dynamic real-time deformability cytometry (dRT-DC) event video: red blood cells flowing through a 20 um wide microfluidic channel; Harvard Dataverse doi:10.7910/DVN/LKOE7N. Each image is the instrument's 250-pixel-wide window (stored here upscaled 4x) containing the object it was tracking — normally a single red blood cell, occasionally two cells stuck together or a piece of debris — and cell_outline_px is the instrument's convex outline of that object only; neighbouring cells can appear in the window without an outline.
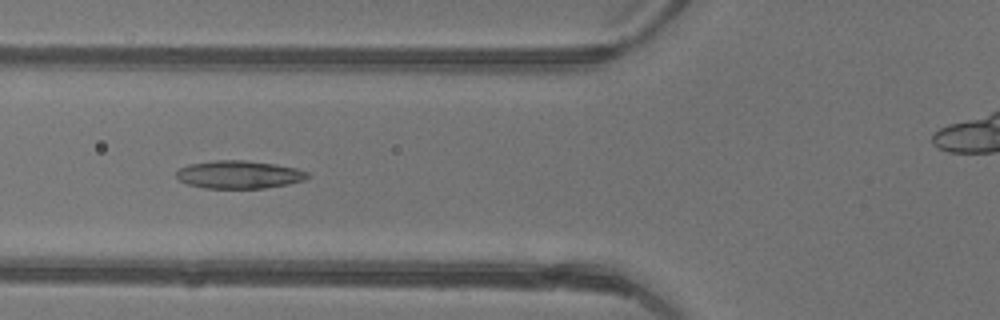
{"species": "common noctule bat (a hibernating species)", "species_latin": "Nyctalus noctula", "temperature_condition": "warm", "stored_images_in_passage": 47, "camera_frame_rate_fps": 3000, "um_per_image_px": 0.085, "animal": {"sex": "female"}, "frame": {"image": 1, "passage_image": 18, "time_ms": 5.667, "image_size_px": [1000, 320], "cell_outline_px": [[308, 176], [304, 180], [288, 184], [264, 188], [204, 188], [188, 184], [180, 180], [176, 176], [176, 172], [180, 168], [188, 164], [216, 160], [244, 160], [276, 164], [296, 168], [308, 172]], "centroid_in_image_um": [20.31, 14.83], "position_along_channel_um": 105.5, "area_um2": 21.27}}
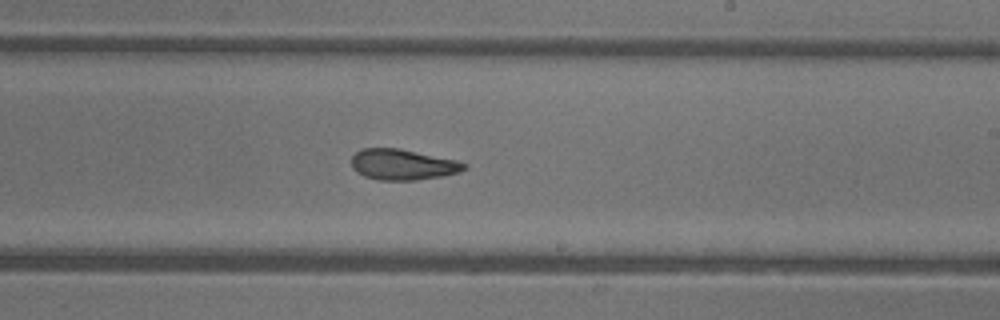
{"frame": {"image": 2, "passage_image": 28, "time_ms": 9.0, "image_size_px": [1000, 320], "cell_outline_px": [[468, 168], [460, 172], [444, 176], [416, 180], [376, 180], [364, 176], [356, 172], [352, 168], [352, 156], [356, 152], [364, 148], [400, 148], [456, 160], [468, 164]], "centroid_in_image_um": [34.25, 13.99], "position_along_channel_um": 254.8, "area_um2": 20.4}}
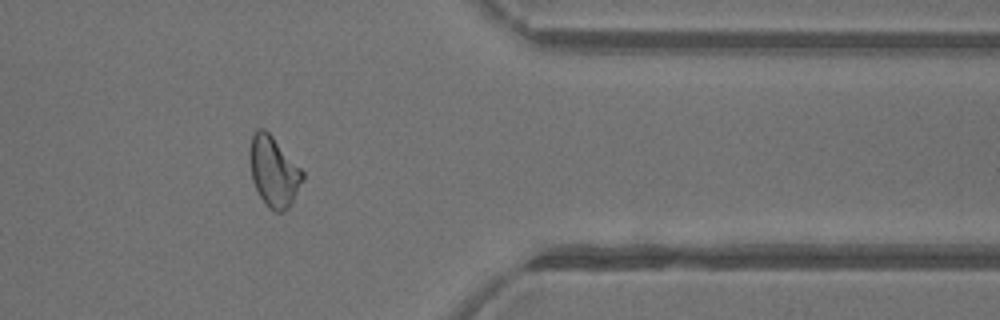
{"frame": {"image": 3, "passage_image": 38, "time_ms": 12.333, "image_size_px": [1000, 320], "cell_outline_px": [[304, 180], [288, 208], [284, 212], [276, 212], [268, 208], [260, 196], [252, 180], [248, 152], [252, 136], [256, 128], [264, 128], [272, 136], [304, 172]], "centroid_in_image_um": [23.25, 14.58], "position_along_channel_um": 388.1, "area_um2": 21.62}, "authors_computed_cell_mechanics": {"area_um2": 21.6172, "velocity_mm_per_s": 4.4728, "shape_relaxation_time_tau1_ms": 6.6016, "shape_relaxation_time_tau2_ms": 2.6939, "deformation_change_tau1": 0.2012, "deformation_change_tau2": 0.1144}}